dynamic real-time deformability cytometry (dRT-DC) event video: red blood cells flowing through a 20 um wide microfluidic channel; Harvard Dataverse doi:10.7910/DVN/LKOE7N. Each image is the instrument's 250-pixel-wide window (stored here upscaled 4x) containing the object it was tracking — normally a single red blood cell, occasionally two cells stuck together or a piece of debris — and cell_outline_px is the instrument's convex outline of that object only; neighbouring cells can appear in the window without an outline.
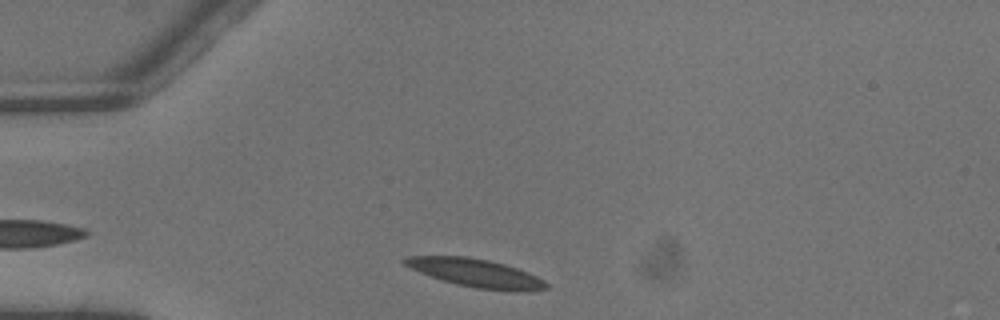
{"species": "common noctule bat (a hibernating species)", "species_latin": "Nyctalus noctula", "temperature_condition": "warm", "stored_images_in_passage": 2, "segment_of_instrument_passage": [2, 2], "camera_frame_rate_fps": 3000, "um_per_image_px": 0.085, "animal": {"sex": "male", "body_mass_g": 13.3}, "frame": {"image": 1, "passage_image": 2, "time_ms": 0.333, "image_size_px": [1000, 320], "cell_outline_px": [[548, 288], [532, 292], [512, 292], [476, 288], [456, 284], [420, 272], [404, 264], [400, 260], [404, 256], [468, 256], [488, 260], [504, 264], [528, 272], [544, 280], [548, 284]], "centroid_in_image_um": [40.5, 23.22], "position_along_channel_um": 44.5, "area_um2": 23.41}}